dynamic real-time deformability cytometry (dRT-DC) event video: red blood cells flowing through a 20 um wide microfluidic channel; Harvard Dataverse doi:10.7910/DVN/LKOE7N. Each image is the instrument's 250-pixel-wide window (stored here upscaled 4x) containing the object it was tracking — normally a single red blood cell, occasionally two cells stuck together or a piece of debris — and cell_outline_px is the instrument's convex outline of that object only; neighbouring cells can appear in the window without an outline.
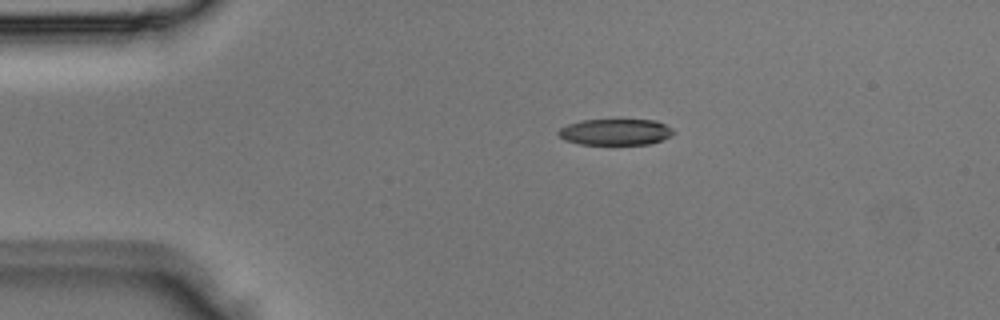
{"species": "Egyptian fruit bat (a non-hibernating species)", "species_latin": "Rousettus aegyptiacus", "temperature_condition": "room temperature", "stored_images_in_passage": 2, "camera_frame_rate_fps": 3000, "um_per_image_px": 0.085, "animal": {"sex": "male"}, "frame": {"image": 1, "passage_image": 1, "time_ms": 0.0, "image_size_px": [1000, 320], "cell_outline_px": [[676, 132], [652, 144], [580, 144], [564, 140], [556, 132], [560, 128], [568, 124], [580, 120], [656, 120], [672, 128]], "centroid_in_image_um": [52.29, 11.21], "position_along_channel_um": 32.7, "area_um2": 17.51}}